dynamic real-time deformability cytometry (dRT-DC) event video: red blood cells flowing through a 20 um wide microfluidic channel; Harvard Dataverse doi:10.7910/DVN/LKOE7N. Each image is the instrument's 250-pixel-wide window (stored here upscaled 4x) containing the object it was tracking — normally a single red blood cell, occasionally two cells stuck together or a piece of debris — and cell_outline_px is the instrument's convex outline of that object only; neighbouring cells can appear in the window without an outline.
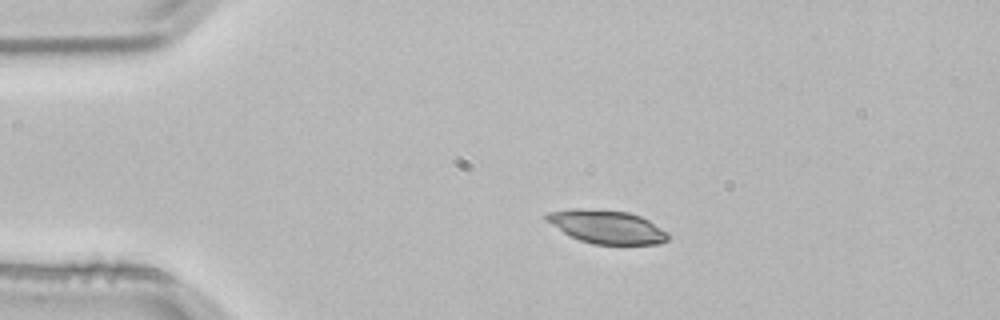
{"species": "common noctule bat (a hibernating species)", "species_latin": "Nyctalus noctula", "temperature_condition": "room temperature", "stored_images_in_passage": 3, "camera_frame_rate_fps": 3000, "um_per_image_px": 0.085, "animal": {"sex": "male", "body_mass_g": 21.5, "forearm_length_mm": 52.0}, "frame": {"image": 1, "passage_image": 2, "time_ms": 0.333, "image_size_px": [1000, 320], "cell_outline_px": [[668, 240], [660, 244], [592, 244], [580, 240], [564, 232], [544, 220], [544, 216], [548, 212], [576, 208], [628, 212], [640, 216], [648, 220], [668, 232]], "centroid_in_image_um": [51.58, 19.28], "position_along_channel_um": 33.4, "area_um2": 23.41}}